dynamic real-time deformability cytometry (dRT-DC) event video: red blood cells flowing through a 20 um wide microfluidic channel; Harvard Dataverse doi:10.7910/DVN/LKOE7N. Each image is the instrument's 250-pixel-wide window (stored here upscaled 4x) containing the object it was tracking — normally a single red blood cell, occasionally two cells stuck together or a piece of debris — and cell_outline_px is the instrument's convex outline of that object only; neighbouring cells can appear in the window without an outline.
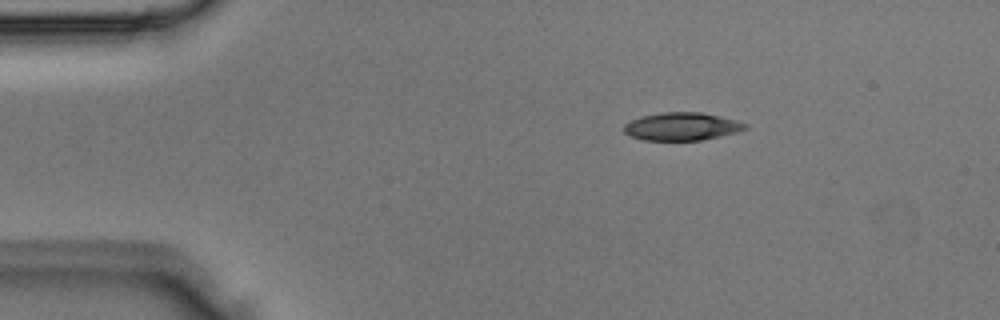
{"species": "Egyptian fruit bat (a non-hibernating species)", "species_latin": "Rousettus aegyptiacus", "temperature_condition": "room temperature", "stored_images_in_passage": 3, "camera_frame_rate_fps": 3000, "um_per_image_px": 0.085, "animal": {"sex": "male"}, "frame": {"image": 1, "passage_image": 2, "time_ms": 0.333, "image_size_px": [1000, 320], "cell_outline_px": [[748, 128], [736, 132], [720, 136], [700, 140], [644, 140], [632, 136], [624, 132], [624, 124], [640, 116], [660, 112], [700, 112], [736, 120], [748, 124]], "centroid_in_image_um": [57.95, 10.74], "position_along_channel_um": 27.1, "area_um2": 19.59}}